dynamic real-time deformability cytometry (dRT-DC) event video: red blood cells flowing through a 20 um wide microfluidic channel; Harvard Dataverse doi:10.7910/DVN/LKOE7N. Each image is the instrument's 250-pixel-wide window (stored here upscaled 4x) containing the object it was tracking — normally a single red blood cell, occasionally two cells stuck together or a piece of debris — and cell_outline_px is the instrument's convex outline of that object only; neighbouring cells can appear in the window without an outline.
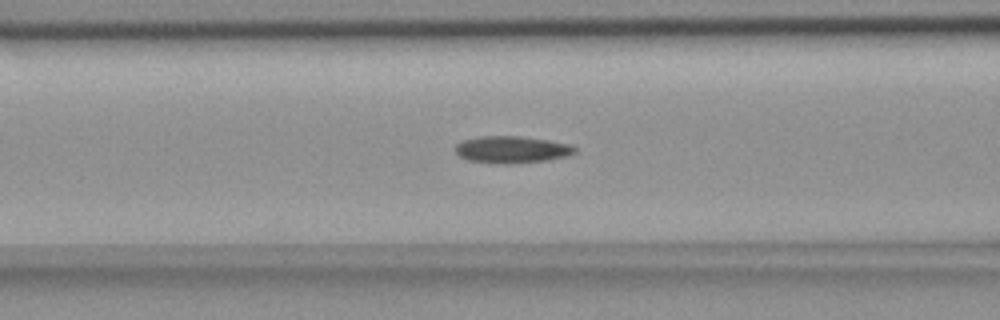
{"species": "common noctule bat (a hibernating species)", "species_latin": "Nyctalus noctula", "temperature_condition": "room temperature", "stored_images_in_passage": 47, "camera_frame_rate_fps": 3000, "um_per_image_px": 0.085, "animal": {"sex": "female", "body_mass_g": 18.4}, "frame": {"image": 1, "passage_image": 18, "time_ms": 5.667, "image_size_px": [1000, 320], "cell_outline_px": [[576, 152], [568, 156], [548, 160], [512, 164], [500, 164], [468, 160], [460, 156], [456, 152], [456, 144], [464, 140], [480, 136], [520, 136], [548, 140], [572, 144], [576, 148]], "centroid_in_image_um": [43.54, 12.72], "position_along_channel_um": 123.1, "area_um2": 18.9}}
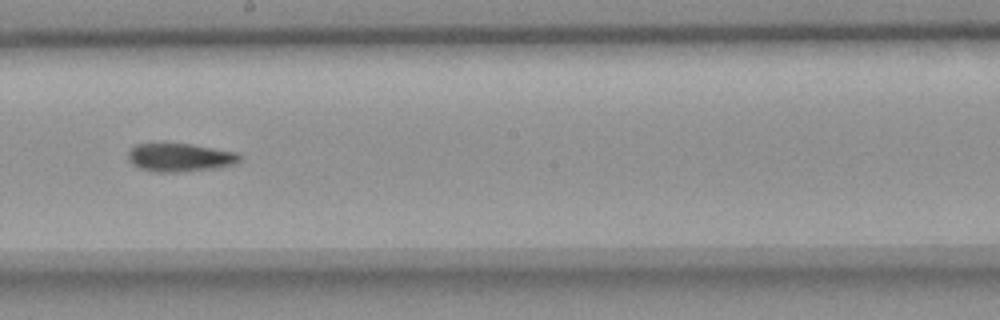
{"frame": {"image": 2, "passage_image": 27, "time_ms": 8.667, "image_size_px": [1000, 320], "cell_outline_px": [[240, 160], [232, 164], [208, 168], [176, 172], [156, 172], [140, 168], [128, 160], [128, 152], [136, 144], [160, 140], [192, 144], [236, 152], [240, 156]], "centroid_in_image_um": [15.19, 13.32], "position_along_channel_um": 233.0, "area_um2": 18.67}}
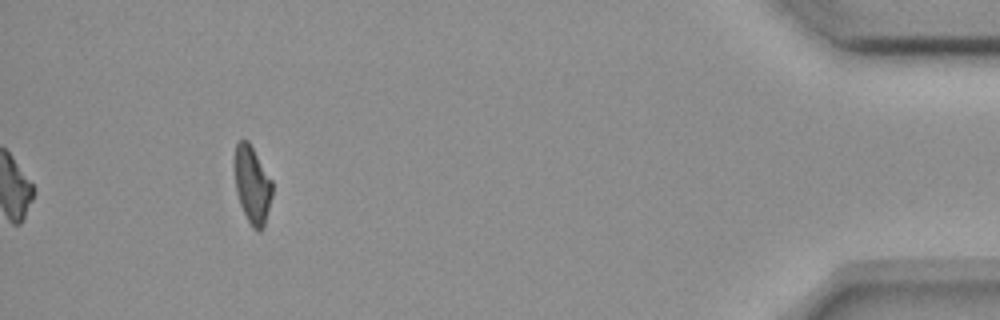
{"frame": {"image": 3, "passage_image": 47, "time_ms": 15.333, "image_size_px": [1000, 320], "cell_outline_px": [[272, 196], [264, 224], [260, 232], [256, 232], [252, 228], [240, 204], [236, 192], [236, 144], [240, 140], [248, 140], [272, 180]], "centroid_in_image_um": [21.46, 15.74], "position_along_channel_um": 413.7, "area_um2": 16.59}, "authors_computed_cell_mechanics": {"area_um2": 18.3226, "velocity_mm_per_s": 3.6724, "shape_relaxation_time_tau1_ms": null, "shape_relaxation_time_tau2_ms": 6.8204, "deformation_change_tau1": null, "deformation_change_tau2": 0.1465}}